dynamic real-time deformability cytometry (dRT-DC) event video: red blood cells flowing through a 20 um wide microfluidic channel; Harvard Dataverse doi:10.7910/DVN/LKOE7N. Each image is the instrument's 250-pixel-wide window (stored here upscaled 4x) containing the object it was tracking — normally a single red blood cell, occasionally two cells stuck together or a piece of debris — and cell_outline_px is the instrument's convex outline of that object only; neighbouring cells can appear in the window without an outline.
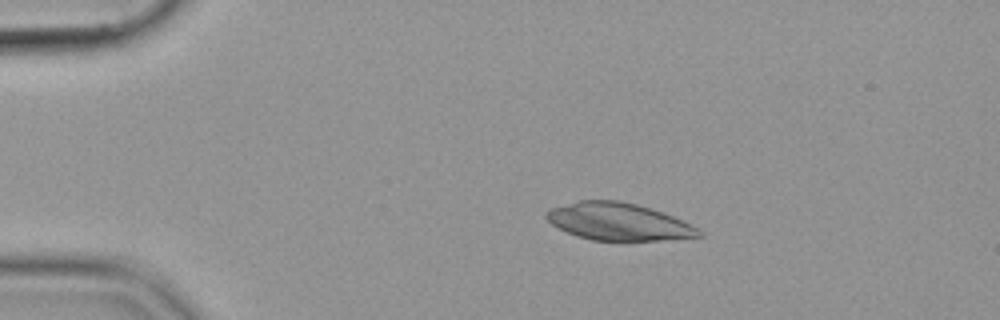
{"species": "common noctule bat (a hibernating species)", "species_latin": "Nyctalus noctula", "temperature_condition": "cold", "stored_images_in_passage": 46, "camera_frame_rate_fps": 3000, "um_per_image_px": 0.085, "animal": {"sex": "female", "body_mass_g": 19.9}, "frame": {"image": 1, "passage_image": 2, "time_ms": 0.333, "image_size_px": [1000, 320], "cell_outline_px": [[704, 236], [660, 240], [592, 240], [576, 236], [552, 224], [544, 216], [544, 212], [552, 208], [580, 200], [620, 200], [652, 208], [672, 216], [704, 232]], "centroid_in_image_um": [52.55, 18.83], "position_along_channel_um": 32.4, "area_um2": 32.89}}